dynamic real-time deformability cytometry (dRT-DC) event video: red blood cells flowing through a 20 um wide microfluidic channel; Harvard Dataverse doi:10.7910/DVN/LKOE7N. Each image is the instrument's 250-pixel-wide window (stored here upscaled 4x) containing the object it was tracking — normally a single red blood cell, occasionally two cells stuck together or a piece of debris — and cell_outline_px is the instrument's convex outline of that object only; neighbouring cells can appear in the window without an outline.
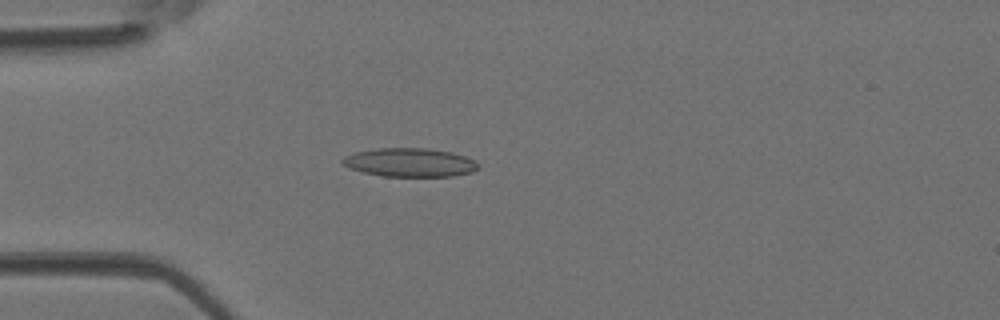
{"species": "Egyptian fruit bat (a non-hibernating species)", "species_latin": "Rousettus aegyptiacus", "temperature_condition": "room temperature", "stored_images_in_passage": 38, "camera_frame_rate_fps": 3000, "um_per_image_px": 0.085, "animal": {"sex": "female"}, "frame": {"image": 1, "passage_image": 7, "time_ms": 2.0, "image_size_px": [1000, 320], "cell_outline_px": [[480, 168], [472, 172], [452, 176], [380, 176], [348, 168], [340, 164], [340, 160], [344, 156], [356, 152], [376, 148], [428, 148], [452, 152], [476, 160], [480, 164]], "centroid_in_image_um": [34.83, 13.8], "position_along_channel_um": 50.2, "area_um2": 22.95}}
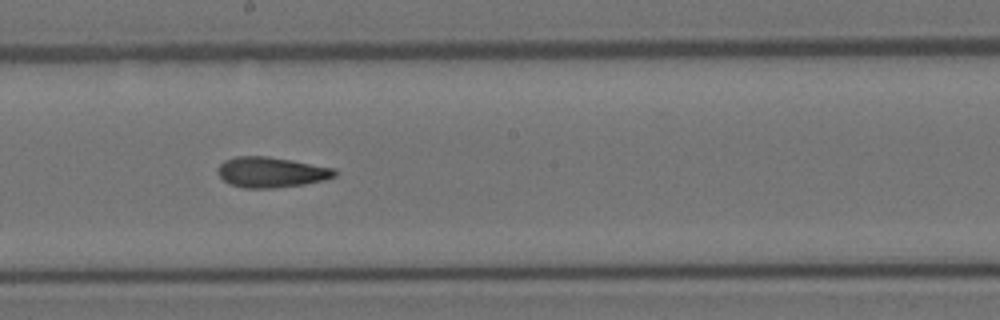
{"frame": {"image": 2, "passage_image": 19, "time_ms": 6.0, "image_size_px": [1000, 320], "cell_outline_px": [[336, 176], [324, 180], [304, 184], [272, 188], [244, 188], [228, 184], [216, 172], [216, 168], [224, 160], [236, 156], [268, 156], [292, 160], [336, 168]], "centroid_in_image_um": [23.03, 14.63], "position_along_channel_um": 225.2, "area_um2": 20.92}}
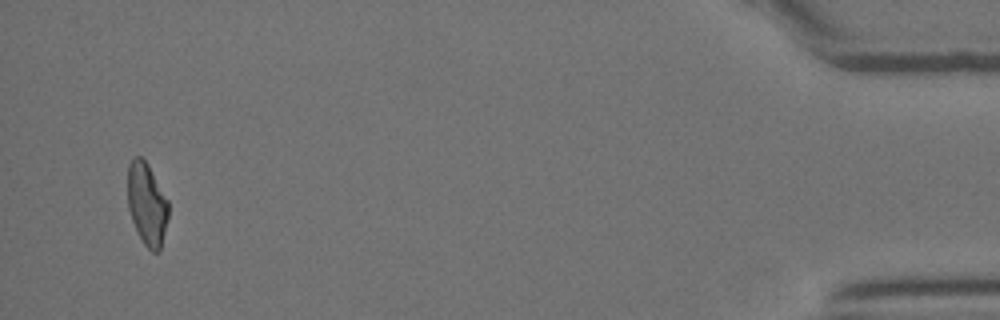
{"frame": {"image": 3, "passage_image": 37, "time_ms": 12.0, "image_size_px": [1000, 320], "cell_outline_px": [[168, 216], [160, 252], [152, 252], [144, 244], [132, 220], [128, 208], [128, 164], [136, 156], [140, 156], [148, 164], [168, 200]], "centroid_in_image_um": [12.49, 17.35], "position_along_channel_um": 422.7, "area_um2": 19.42}}